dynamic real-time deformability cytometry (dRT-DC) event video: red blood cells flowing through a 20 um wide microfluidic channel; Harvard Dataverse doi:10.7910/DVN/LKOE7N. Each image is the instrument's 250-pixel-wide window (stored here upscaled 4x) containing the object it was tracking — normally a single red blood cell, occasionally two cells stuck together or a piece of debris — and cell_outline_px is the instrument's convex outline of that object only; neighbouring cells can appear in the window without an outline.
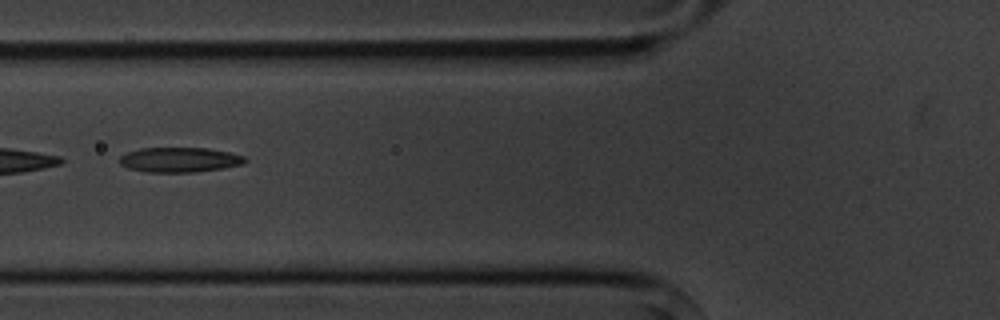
{"species": "common noctule bat (a hibernating species)", "species_latin": "Nyctalus noctula", "temperature_condition": "cold", "stored_images_in_passage": 8, "camera_frame_rate_fps": 3000, "um_per_image_px": 0.085, "animal": {"sex": "male", "body_mass_g": 20.1, "forearm_length_mm": 53.5}, "frame": {"image": 1, "passage_image": 6, "time_ms": 6.0, "image_size_px": [1000, 320], "cell_outline_px": [[248, 160], [244, 164], [224, 168], [196, 172], [148, 172], [128, 168], [120, 164], [120, 156], [128, 152], [140, 148], [208, 148], [228, 152], [244, 156]], "centroid_in_image_um": [15.29, 13.58], "position_along_channel_um": 110.5, "area_um2": 18.21}}
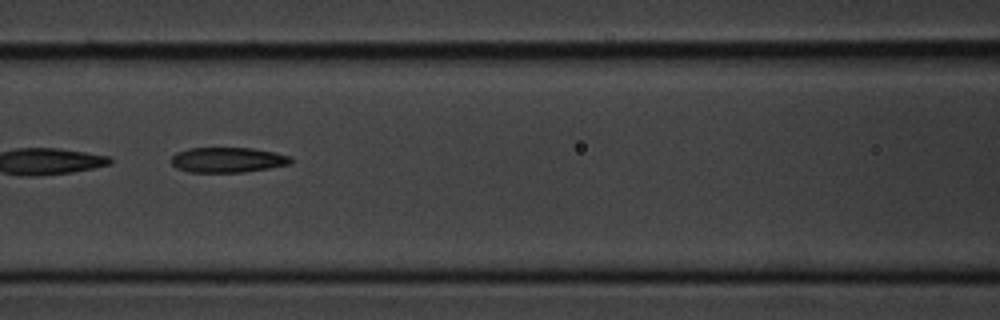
{"frame": {"image": 2, "passage_image": 7, "time_ms": 7.0, "image_size_px": [1000, 320], "cell_outline_px": [[292, 164], [244, 172], [188, 172], [176, 168], [172, 164], [172, 156], [176, 152], [188, 148], [252, 148], [292, 156]], "centroid_in_image_um": [19.35, 13.59], "position_along_channel_um": 147.3, "area_um2": 17.57}}
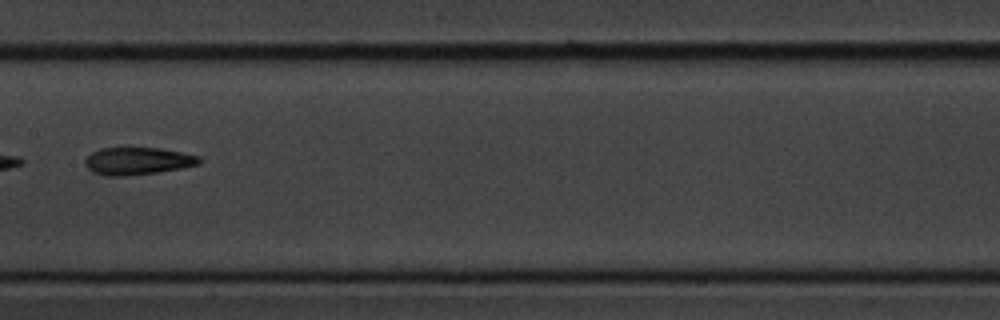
{"frame": {"image": 3, "passage_image": 8, "time_ms": 8.333, "image_size_px": [1000, 320], "cell_outline_px": [[200, 164], [184, 168], [156, 172], [124, 176], [104, 176], [92, 172], [84, 164], [84, 160], [92, 152], [100, 148], [160, 148], [200, 156]], "centroid_in_image_um": [11.68, 13.69], "position_along_channel_um": 195.7, "area_um2": 18.26}}